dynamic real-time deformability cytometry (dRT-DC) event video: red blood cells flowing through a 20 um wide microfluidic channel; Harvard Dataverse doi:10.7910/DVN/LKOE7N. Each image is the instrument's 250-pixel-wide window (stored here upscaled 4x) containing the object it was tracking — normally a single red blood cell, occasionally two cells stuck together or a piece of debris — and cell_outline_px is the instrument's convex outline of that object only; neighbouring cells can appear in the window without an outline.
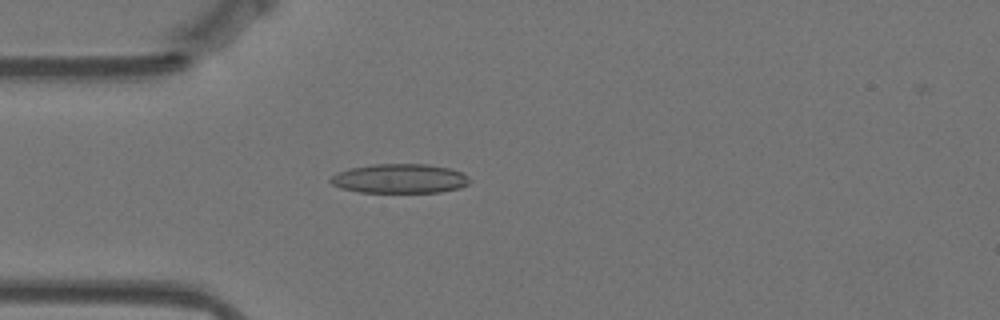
{"species": "Egyptian fruit bat (a non-hibernating species)", "species_latin": "Rousettus aegyptiacus", "temperature_condition": "warm", "stored_images_in_passage": 33, "camera_frame_rate_fps": 3000, "um_per_image_px": 0.085, "animal": {"sex": "female"}, "frame": {"image": 1, "passage_image": 15, "time_ms": 4.667, "image_size_px": [1000, 320], "cell_outline_px": [[468, 184], [460, 188], [440, 192], [360, 192], [340, 188], [332, 184], [328, 180], [336, 172], [352, 168], [372, 164], [428, 164], [448, 168], [460, 172], [468, 176]], "centroid_in_image_um": [33.95, 15.18], "position_along_channel_um": 51.1, "area_um2": 23.7}}
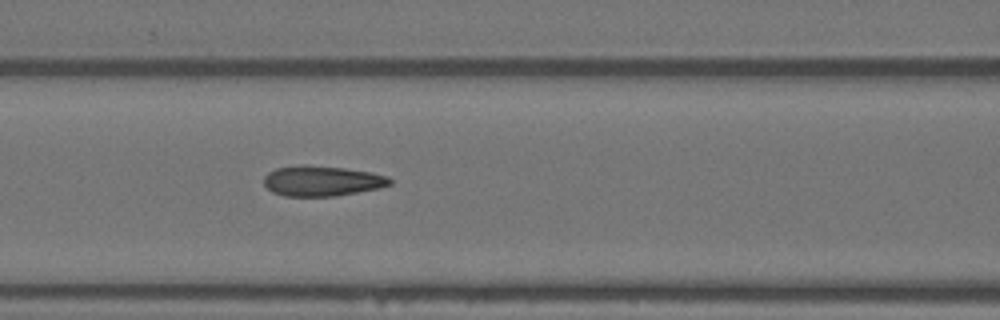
{"frame": {"image": 2, "passage_image": 23, "time_ms": 7.333, "image_size_px": [1000, 320], "cell_outline_px": [[392, 184], [376, 188], [336, 196], [284, 196], [272, 192], [264, 184], [264, 176], [268, 172], [276, 168], [304, 164], [344, 168], [372, 172], [388, 176], [392, 180]], "centroid_in_image_um": [27.35, 15.37], "position_along_channel_um": 139.3, "area_um2": 22.25}}
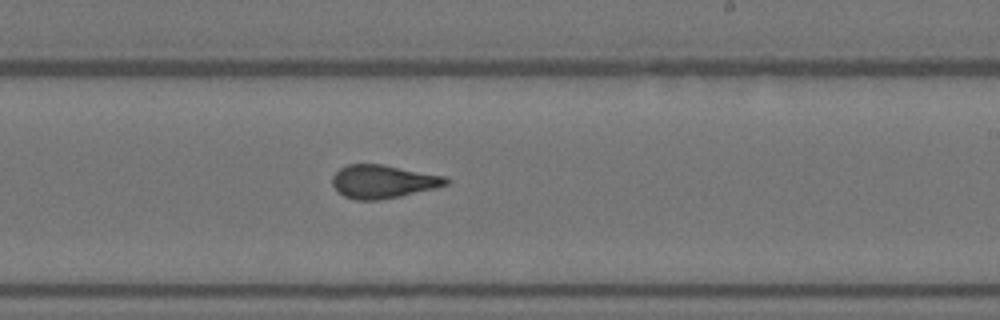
{"frame": {"image": 3, "passage_image": 33, "time_ms": 10.667, "image_size_px": [1000, 320], "cell_outline_px": [[448, 184], [400, 196], [380, 200], [356, 200], [344, 196], [336, 192], [332, 184], [332, 176], [340, 168], [348, 164], [380, 164], [444, 176], [448, 180]], "centroid_in_image_um": [32.47, 15.44], "position_along_channel_um": 256.5, "area_um2": 21.79}}